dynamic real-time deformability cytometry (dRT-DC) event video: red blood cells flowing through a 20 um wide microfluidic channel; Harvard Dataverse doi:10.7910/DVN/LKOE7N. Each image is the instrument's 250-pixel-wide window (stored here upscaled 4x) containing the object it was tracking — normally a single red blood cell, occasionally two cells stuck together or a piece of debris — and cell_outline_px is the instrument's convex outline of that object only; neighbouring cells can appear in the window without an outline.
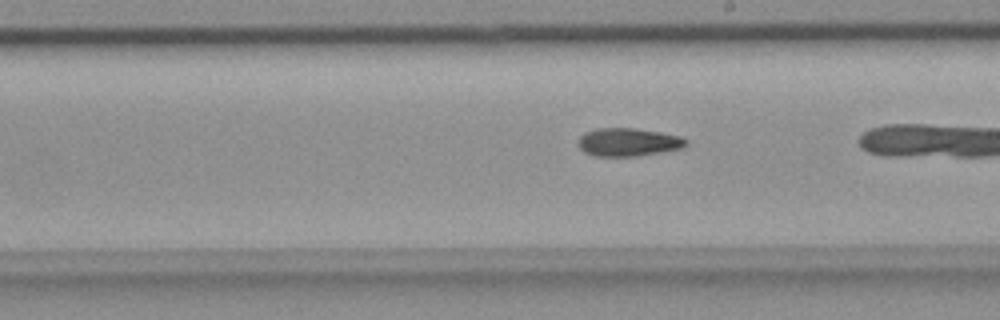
{"species": "common noctule bat (a hibernating species)", "species_latin": "Nyctalus noctula", "temperature_condition": "room temperature", "stored_images_in_passage": 30, "camera_frame_rate_fps": 3000, "um_per_image_px": 0.085, "animal": {"sex": "female", "body_mass_g": 18.4}, "frame": {"image": 1, "passage_image": 28, "time_ms": 9.0, "image_size_px": [1000, 320], "cell_outline_px": [[688, 144], [684, 148], [636, 156], [596, 156], [584, 152], [576, 144], [580, 136], [584, 132], [596, 128], [632, 128], [660, 132], [680, 136], [688, 140]], "centroid_in_image_um": [53.39, 12.08], "position_along_channel_um": 235.6, "area_um2": 17.8}}